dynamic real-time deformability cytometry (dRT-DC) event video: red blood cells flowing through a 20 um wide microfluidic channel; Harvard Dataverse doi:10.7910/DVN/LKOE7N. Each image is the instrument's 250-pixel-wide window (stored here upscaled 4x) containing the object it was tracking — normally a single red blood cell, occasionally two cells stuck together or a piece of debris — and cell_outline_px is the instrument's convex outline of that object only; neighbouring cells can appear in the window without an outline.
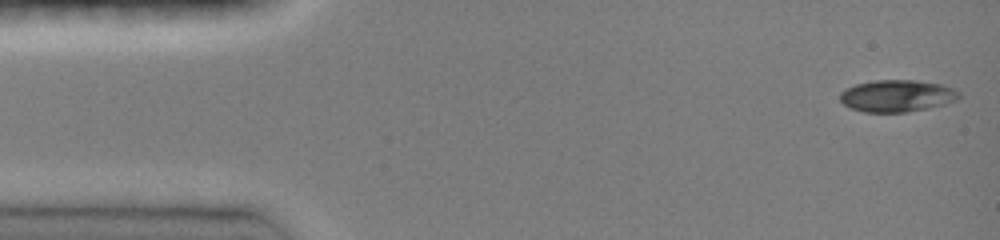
{"species": "common noctule bat (a hibernating species)", "species_latin": "Nyctalus noctula", "temperature_condition": "room temperature", "stored_images_in_passage": 46, "camera_frame_rate_fps": 3000, "um_per_image_px": 0.085, "animal": {"sex": "female", "body_mass_g": 19.0, "forearm_length_mm": 51.5}, "frame": {"image": 1, "passage_image": 1, "time_ms": 0.0, "image_size_px": [1000, 240], "cell_outline_px": [[960, 96], [956, 100], [944, 104], [928, 108], [908, 112], [864, 112], [852, 108], [844, 104], [840, 100], [840, 92], [856, 84], [872, 80], [916, 80], [940, 84], [952, 88], [960, 92]], "centroid_in_image_um": [76.25, 8.14], "position_along_channel_um": 8.8, "area_um2": 22.08}}
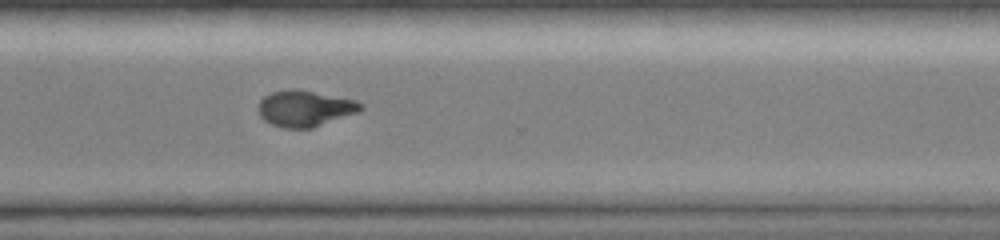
{"frame": {"image": 2, "passage_image": 34, "time_ms": 11.0, "image_size_px": [1000, 240], "cell_outline_px": [[364, 108], [360, 112], [312, 128], [284, 128], [272, 124], [264, 120], [260, 116], [260, 100], [264, 96], [272, 92], [312, 92], [356, 100], [364, 104]], "centroid_in_image_um": [25.99, 9.27], "position_along_channel_um": 344.6, "area_um2": 20.81}}
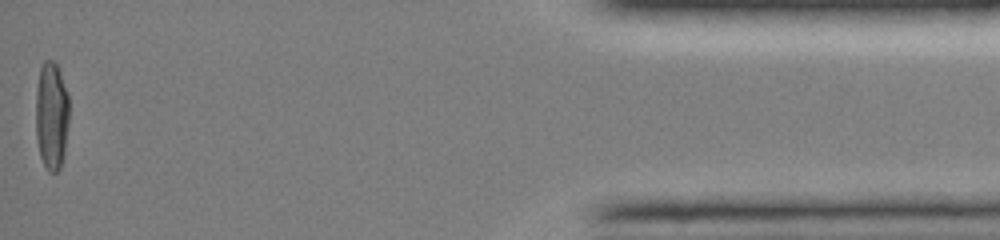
{"frame": {"image": 3, "passage_image": 46, "time_ms": 15.0, "image_size_px": [1000, 240], "cell_outline_px": [[68, 124], [64, 152], [60, 168], [56, 172], [48, 172], [40, 156], [36, 140], [36, 88], [40, 68], [44, 60], [52, 60], [60, 68], [68, 92]], "centroid_in_image_um": [4.38, 9.79], "position_along_channel_um": 430.8, "area_um2": 21.33}, "authors_computed_cell_mechanics": {"area_um2": 21.8773, "velocity_mm_per_s": 4.0616, "shape_relaxation_time_tau1_ms": 4.8528, "shape_relaxation_time_tau2_ms": 1.9394, "deformation_change_tau1": 0.1948, "deformation_change_tau2": 0.0616}}